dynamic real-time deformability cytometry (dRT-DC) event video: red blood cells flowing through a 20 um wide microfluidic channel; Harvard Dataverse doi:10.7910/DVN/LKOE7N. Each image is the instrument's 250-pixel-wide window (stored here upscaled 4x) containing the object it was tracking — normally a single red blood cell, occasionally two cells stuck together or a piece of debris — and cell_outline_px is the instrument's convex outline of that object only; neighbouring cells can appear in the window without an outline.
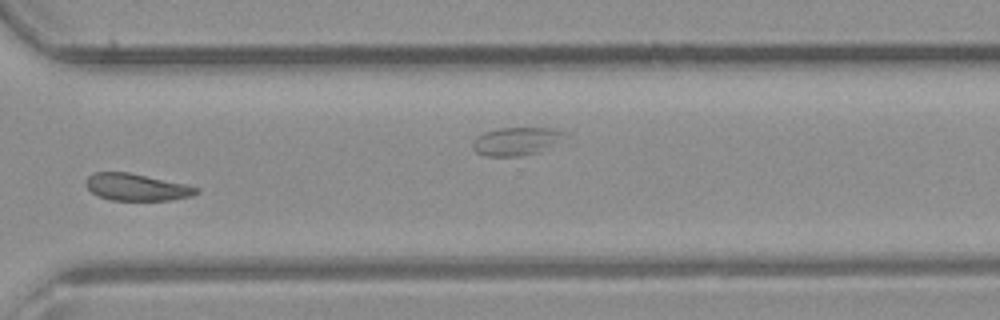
{"species": "common noctule bat (a hibernating species)", "species_latin": "Nyctalus noctula", "temperature_condition": "room temperature", "stored_images_in_passage": 35, "camera_frame_rate_fps": 3000, "um_per_image_px": 0.085, "animal": {"sex": "male", "body_mass_g": 23.1, "forearm_length_mm": 52.7}, "frame": {"image": 1, "passage_image": 25, "time_ms": 8.0, "image_size_px": [1000, 320], "cell_outline_px": [[200, 192], [192, 196], [168, 200], [112, 200], [100, 196], [92, 192], [84, 184], [84, 180], [92, 172], [128, 172], [184, 184], [200, 188]], "centroid_in_image_um": [11.59, 15.9], "position_along_channel_um": 359.0, "area_um2": 17.28}}